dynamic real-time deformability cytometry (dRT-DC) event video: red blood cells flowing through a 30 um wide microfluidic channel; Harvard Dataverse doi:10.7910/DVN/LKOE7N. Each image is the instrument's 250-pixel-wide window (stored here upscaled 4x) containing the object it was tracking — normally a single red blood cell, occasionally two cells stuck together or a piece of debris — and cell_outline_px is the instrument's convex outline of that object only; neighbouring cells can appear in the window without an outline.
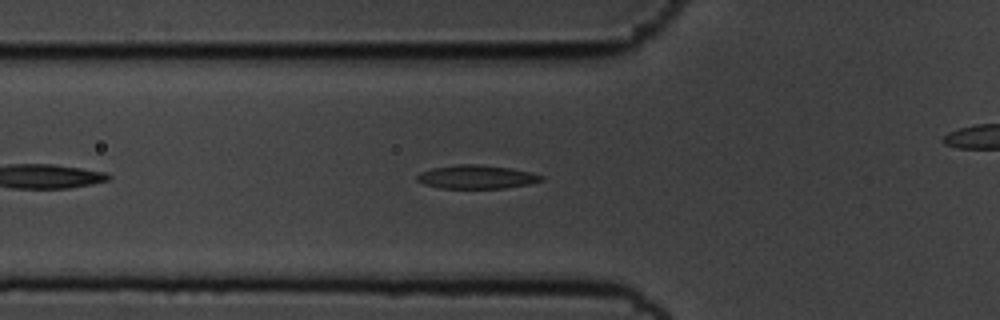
{"species": "common noctule bat (a hibernating species)", "species_latin": "Nyctalus noctula", "temperature_condition": "cold", "stored_images_in_passage": 38, "camera_frame_rate_fps": 3000, "um_per_image_px": 0.085, "animal": {"sex": "male", "body_mass_g": 19.5, "forearm_length_mm": 54.6}, "frame": {"image": 1, "passage_image": 7, "time_ms": 2.0, "image_size_px": [1000, 320], "cell_outline_px": [[544, 180], [528, 184], [504, 188], [440, 188], [424, 184], [416, 180], [416, 176], [420, 172], [432, 168], [456, 164], [476, 164], [508, 168], [528, 172], [544, 176]], "centroid_in_image_um": [40.46, 15.04], "position_along_channel_um": 85.3, "area_um2": 16.94}}
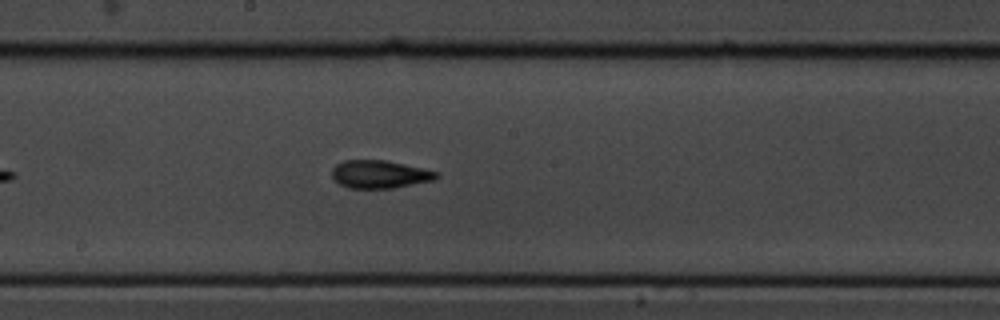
{"frame": {"image": 2, "passage_image": 18, "time_ms": 5.667, "image_size_px": [1000, 320], "cell_outline_px": [[440, 176], [436, 180], [392, 188], [348, 188], [340, 184], [332, 176], [332, 168], [336, 164], [344, 160], [388, 160], [424, 168], [440, 172]], "centroid_in_image_um": [32.33, 14.8], "position_along_channel_um": 215.9, "area_um2": 17.22}}
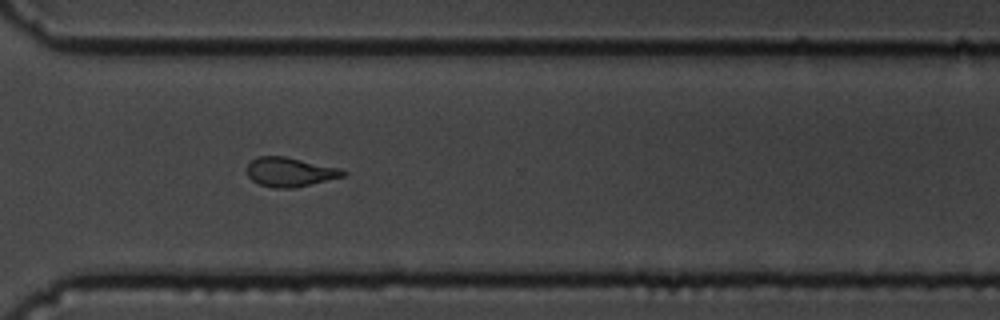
{"frame": {"image": 3, "passage_image": 29, "time_ms": 9.333, "image_size_px": [1000, 320], "cell_outline_px": [[348, 176], [292, 188], [276, 188], [260, 184], [252, 180], [248, 176], [248, 164], [256, 156], [284, 156], [340, 168], [348, 172]], "centroid_in_image_um": [24.69, 14.62], "position_along_channel_um": 345.9, "area_um2": 16.36}, "authors_computed_cell_mechanics": {"area_um2": 16.8198, "velocity_mm_per_s": 3.5456, "shape_relaxation_time_tau1_ms": 4.119, "shape_relaxation_time_tau2_ms": 3.1388, "deformation_change_tau1": 0.1898, "deformation_change_tau2": 0.1146}}